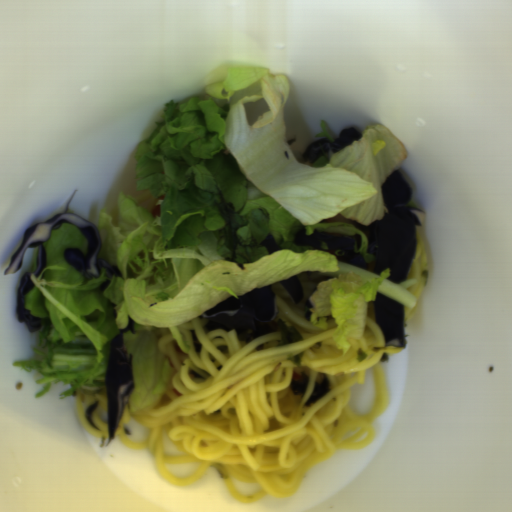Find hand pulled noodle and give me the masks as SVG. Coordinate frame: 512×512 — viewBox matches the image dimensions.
Wrapping results in <instances>:
<instances>
[{
	"mask_svg": "<svg viewBox=\"0 0 512 512\" xmlns=\"http://www.w3.org/2000/svg\"><path fill=\"white\" fill-rule=\"evenodd\" d=\"M304 297L295 303L277 282L272 288L277 317L272 331L251 342L232 330H207L200 315L179 329L189 348L185 352L169 327H154L158 350L174 368L173 389L155 404L129 411L126 403L113 439L130 450L153 455L157 474L175 486L198 484L208 468H215L234 499L253 504L265 496L293 497L307 472L339 450H358L376 435L373 423L390 405L389 387L381 359L400 354L398 339L386 341L375 322L374 301L367 305L361 338L346 339L342 353L333 338L338 323L327 317V328L311 325V297L320 282L334 278L319 272L297 275ZM278 318L303 337L281 347ZM303 352L301 366L287 358ZM375 369L376 403L366 417L348 407L351 385L363 383L368 368ZM309 376L303 396L291 393L289 381ZM327 376L331 390L310 405L304 403L315 382ZM146 428V439L129 441L123 425L130 417ZM197 462L192 475L176 478L168 463ZM256 483L260 491L245 496L232 481Z\"/></svg>",
	"mask_w": 512,
	"mask_h": 512,
	"instance_id": "hand-pulled-noodle-1",
	"label": "hand pulled noodle"
},
{
	"mask_svg": "<svg viewBox=\"0 0 512 512\" xmlns=\"http://www.w3.org/2000/svg\"><path fill=\"white\" fill-rule=\"evenodd\" d=\"M99 406L93 412L91 418L93 423L101 430H96L83 416L85 409L92 403L97 401ZM108 409L106 388L95 393L78 392L75 395L73 410L83 430L97 438H109L108 423L99 418L100 413L106 412Z\"/></svg>",
	"mask_w": 512,
	"mask_h": 512,
	"instance_id": "hand-pulled-noodle-2",
	"label": "hand pulled noodle"
},
{
	"mask_svg": "<svg viewBox=\"0 0 512 512\" xmlns=\"http://www.w3.org/2000/svg\"><path fill=\"white\" fill-rule=\"evenodd\" d=\"M415 238H416V251L413 256L412 264L407 275L406 280L416 279L417 283L415 286L406 289L415 298V305L413 308H408L403 305L404 323L409 319L416 309L424 287L426 285L427 274L429 263L426 256L422 233L419 227H415Z\"/></svg>",
	"mask_w": 512,
	"mask_h": 512,
	"instance_id": "hand-pulled-noodle-3",
	"label": "hand pulled noodle"
}]
</instances>
